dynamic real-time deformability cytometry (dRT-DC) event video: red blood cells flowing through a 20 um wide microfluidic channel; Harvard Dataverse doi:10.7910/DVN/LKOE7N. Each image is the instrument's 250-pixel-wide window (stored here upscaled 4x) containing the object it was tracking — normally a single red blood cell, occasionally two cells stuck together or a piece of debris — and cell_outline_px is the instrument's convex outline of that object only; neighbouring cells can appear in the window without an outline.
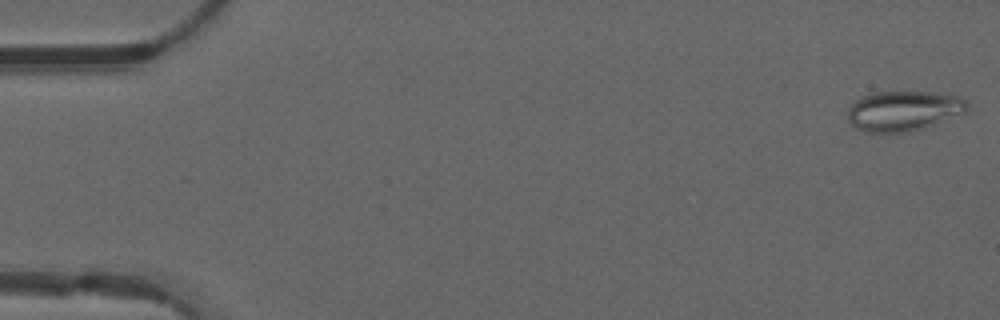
{"species": "common noctule bat (a hibernating species)", "species_latin": "Nyctalus noctula", "temperature_condition": "warm", "stored_images_in_passage": 49, "camera_frame_rate_fps": 3000, "um_per_image_px": 0.085, "animal": {"sex": "male", "forearm_length_mm": 52.5}, "frame": {"image": 1, "passage_image": 1, "time_ms": 0.0, "image_size_px": [1000, 320], "cell_outline_px": [[968, 108], [964, 112], [924, 128], [908, 132], [868, 132], [856, 128], [848, 120], [848, 108], [856, 100], [872, 92], [932, 92], [960, 96], [968, 104]], "centroid_in_image_um": [76.79, 9.42], "position_along_channel_um": 8.2, "area_um2": 27.69}}
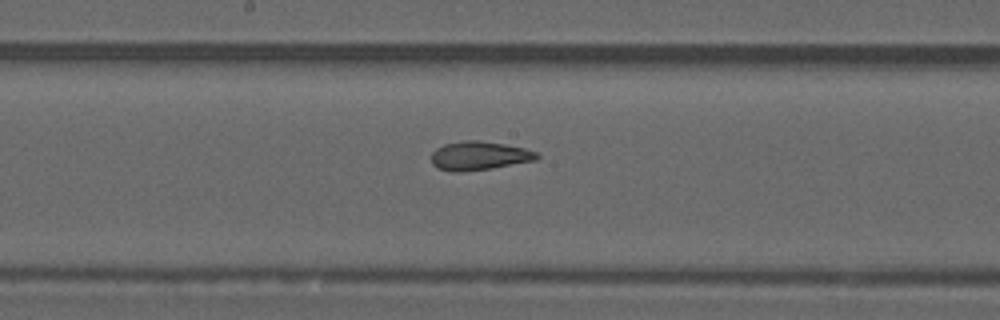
{"frame": {"image": 2, "passage_image": 26, "time_ms": 8.333, "image_size_px": [1000, 320], "cell_outline_px": [[540, 156], [536, 160], [492, 168], [460, 172], [452, 172], [436, 168], [432, 164], [432, 152], [436, 148], [444, 144], [464, 140], [480, 140], [504, 144], [524, 148], [540, 152]], "centroid_in_image_um": [40.73, 13.24], "position_along_channel_um": 207.5, "area_um2": 17.86}}
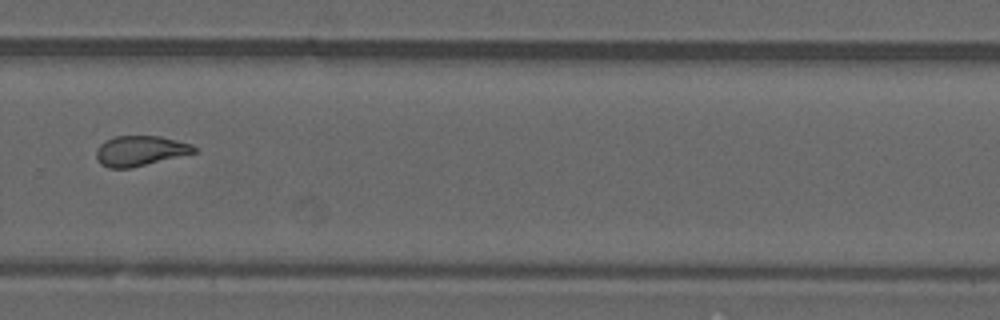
{"frame": {"image": 3, "passage_image": 34, "time_ms": 11.0, "image_size_px": [1000, 320], "cell_outline_px": [[200, 148], [196, 152], [132, 168], [108, 168], [100, 164], [96, 156], [96, 148], [104, 140], [116, 136], [160, 136], [192, 144]], "centroid_in_image_um": [11.91, 12.82], "position_along_channel_um": 317.9, "area_um2": 17.34}, "authors_computed_cell_mechanics": {"area_um2": 18.2648, "velocity_mm_per_s": 4.1596, "shape_relaxation_time_tau1_ms": null, "shape_relaxation_time_tau2_ms": 1.4955, "deformation_change_tau1": null, "deformation_change_tau2": 0.0899}}